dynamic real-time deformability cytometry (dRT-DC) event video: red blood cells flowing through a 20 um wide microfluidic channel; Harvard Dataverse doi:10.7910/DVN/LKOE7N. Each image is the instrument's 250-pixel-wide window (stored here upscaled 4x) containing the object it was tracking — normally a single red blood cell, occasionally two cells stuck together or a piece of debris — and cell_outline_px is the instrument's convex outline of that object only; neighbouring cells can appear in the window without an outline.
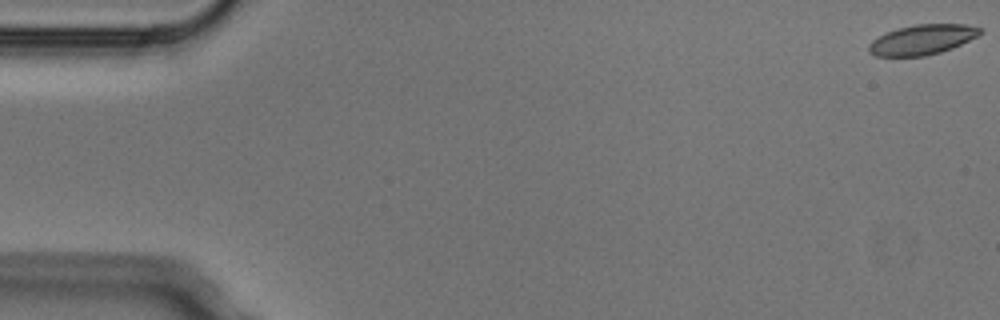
{"species": "Egyptian fruit bat (a non-hibernating species)", "species_latin": "Rousettus aegyptiacus", "temperature_condition": "cold", "stored_images_in_passage": 5, "camera_frame_rate_fps": 3000, "um_per_image_px": 0.085, "animal": {"sex": "male"}, "frame": {"image": 1, "passage_image": 1, "time_ms": 0.0, "image_size_px": [1000, 320], "cell_outline_px": [[984, 32], [952, 48], [940, 52], [924, 56], [876, 56], [868, 52], [868, 44], [872, 40], [896, 28], [916, 24], [968, 24], [984, 28]], "centroid_in_image_um": [78.4, 3.36], "position_along_channel_um": 6.6, "area_um2": 19.48}}
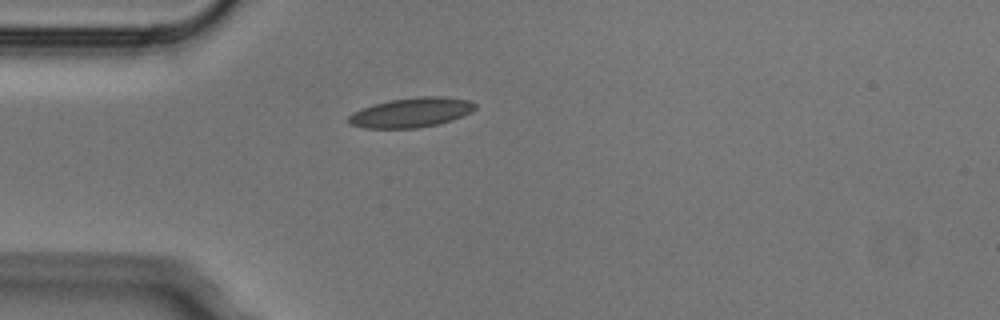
{"frame": {"image": 2, "passage_image": 5, "time_ms": 1.333, "image_size_px": [1000, 320], "cell_outline_px": [[476, 108], [472, 112], [452, 120], [436, 124], [416, 128], [364, 128], [348, 124], [348, 116], [352, 112], [372, 104], [388, 100], [420, 96], [444, 96], [472, 100], [476, 104]], "centroid_in_image_um": [34.96, 9.55], "position_along_channel_um": 50.0, "area_um2": 22.14}}